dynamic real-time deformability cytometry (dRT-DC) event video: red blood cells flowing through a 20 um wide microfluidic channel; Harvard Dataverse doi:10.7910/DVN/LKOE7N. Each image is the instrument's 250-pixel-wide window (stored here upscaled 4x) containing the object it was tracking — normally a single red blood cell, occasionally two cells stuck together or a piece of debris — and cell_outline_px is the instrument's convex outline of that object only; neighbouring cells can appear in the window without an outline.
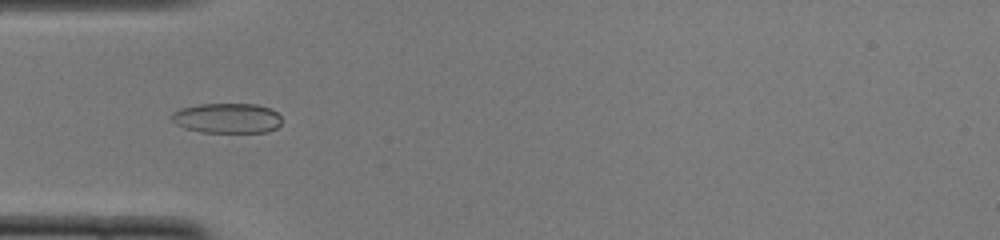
{"species": "common noctule bat (a hibernating species)", "species_latin": "Nyctalus noctula", "temperature_condition": "cold", "stored_images_in_passage": 27, "camera_frame_rate_fps": 3000, "um_per_image_px": 0.085, "animal": {"sex": "female", "body_mass_g": 22.0, "forearm_length_mm": 56.7}, "frame": {"image": 1, "passage_image": 3, "time_ms": 0.667, "image_size_px": [1000, 240], "cell_outline_px": [[280, 124], [276, 128], [268, 132], [200, 132], [184, 128], [176, 124], [172, 120], [172, 112], [180, 108], [200, 104], [256, 104], [272, 108], [280, 116]], "centroid_in_image_um": [19.3, 10.04], "position_along_channel_um": 65.7, "area_um2": 19.36}}
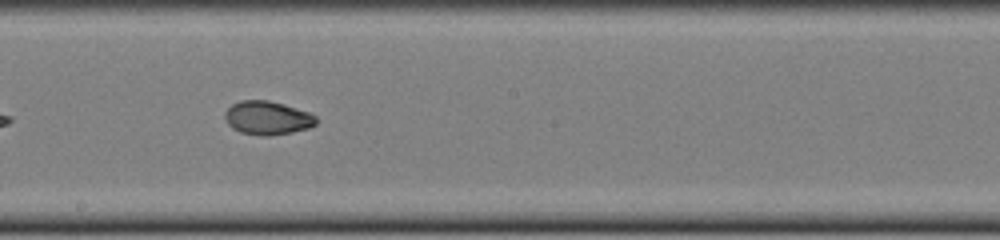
{"frame": {"image": 2, "passage_image": 15, "time_ms": 4.667, "image_size_px": [1000, 240], "cell_outline_px": [[316, 124], [308, 128], [292, 132], [268, 136], [260, 136], [240, 132], [232, 128], [228, 124], [224, 116], [224, 112], [232, 104], [240, 100], [268, 100], [284, 104], [308, 112], [316, 116]], "centroid_in_image_um": [22.71, 10.02], "position_along_channel_um": 225.5, "area_um2": 17.92}}
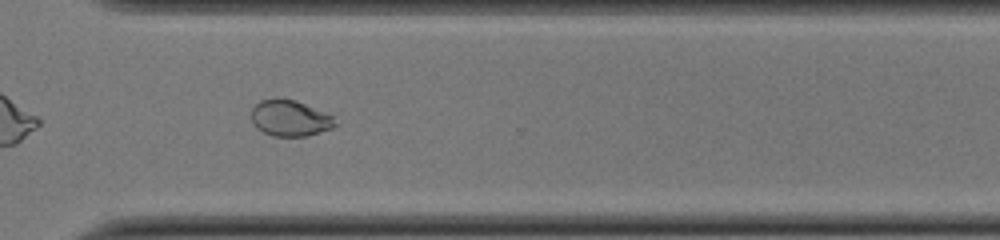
{"frame": {"image": 3, "passage_image": 24, "time_ms": 7.667, "image_size_px": [1000, 240], "cell_outline_px": [[336, 124], [332, 128], [308, 136], [272, 136], [256, 128], [252, 124], [252, 108], [260, 100], [276, 96], [296, 100], [324, 112], [332, 116]], "centroid_in_image_um": [24.6, 10.02], "position_along_channel_um": 346.0, "area_um2": 17.8}, "authors_computed_cell_mechanics": {"area_um2": 17.8602, "velocity_mm_per_s": 4.0017, "shape_relaxation_time_tau1_ms": 8.371, "shape_relaxation_time_tau2_ms": 2.2645, "deformation_change_tau1": 0.2374, "deformation_change_tau2": 0.0536}}